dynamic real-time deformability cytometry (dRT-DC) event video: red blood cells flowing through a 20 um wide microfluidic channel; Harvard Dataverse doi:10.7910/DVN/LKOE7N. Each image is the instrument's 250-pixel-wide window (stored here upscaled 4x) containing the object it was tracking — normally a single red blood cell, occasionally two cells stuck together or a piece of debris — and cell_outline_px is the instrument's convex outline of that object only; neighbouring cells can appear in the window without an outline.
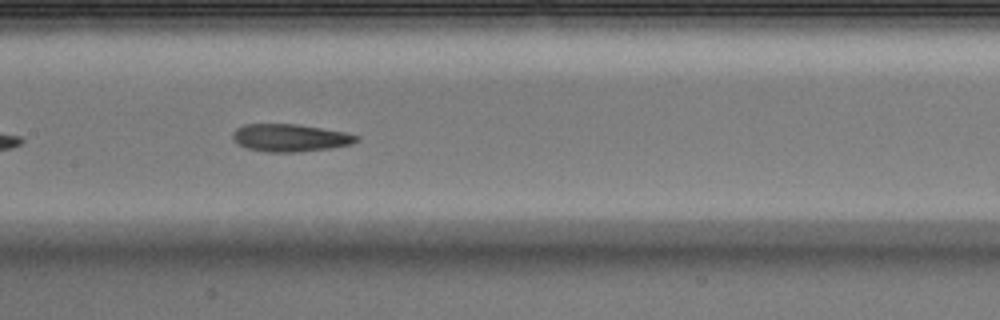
{"species": "Egyptian fruit bat (a non-hibernating species)", "species_latin": "Rousettus aegyptiacus", "temperature_condition": "warm", "stored_images_in_passage": 36, "camera_frame_rate_fps": 3000, "um_per_image_px": 0.085, "animal": {"sex": "male"}, "frame": {"image": 1, "passage_image": 11, "time_ms": 3.333, "image_size_px": [1000, 320], "cell_outline_px": [[360, 140], [352, 144], [332, 148], [296, 152], [268, 152], [248, 148], [236, 144], [232, 136], [232, 132], [236, 128], [244, 124], [296, 124], [344, 132], [360, 136]], "centroid_in_image_um": [24.65, 11.71], "position_along_channel_um": 182.7, "area_um2": 19.94}, "authors_computed_cell_mechanics": {"area_um2": 20.23, "velocity_mm_per_s": 4.092, "shape_relaxation_time_tau1_ms": 4.522, "shape_relaxation_time_tau2_ms": 3.7305, "deformation_change_tau1": 0.1571, "deformation_change_tau2": 0.1018}}